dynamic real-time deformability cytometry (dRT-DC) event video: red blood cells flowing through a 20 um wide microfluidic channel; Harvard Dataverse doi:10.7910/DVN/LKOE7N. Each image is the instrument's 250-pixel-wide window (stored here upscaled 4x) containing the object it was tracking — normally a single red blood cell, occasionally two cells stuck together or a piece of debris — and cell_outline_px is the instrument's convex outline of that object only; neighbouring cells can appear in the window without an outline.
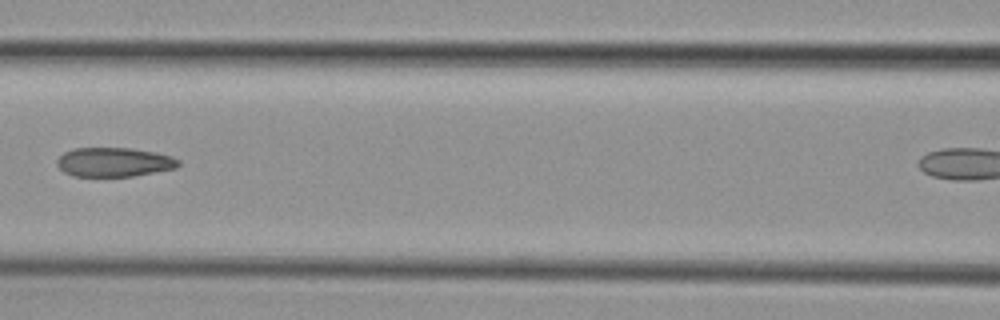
{"species": "common noctule bat (a hibernating species)", "species_latin": "Nyctalus noctula", "temperature_condition": "cold", "stored_images_in_passage": 8, "segment_of_instrument_passage": [1, 2], "camera_frame_rate_fps": 3000, "um_per_image_px": 0.085, "animal": {"sex": "female", "body_mass_g": 29.2, "forearm_length_mm": 56.3}, "frame": {"image": 1, "passage_image": 7, "time_ms": 7.0, "image_size_px": [1000, 320], "cell_outline_px": [[180, 164], [176, 168], [132, 176], [72, 176], [64, 172], [56, 164], [56, 160], [64, 152], [72, 148], [132, 148], [156, 152], [172, 156], [180, 160]], "centroid_in_image_um": [9.69, 13.77], "position_along_channel_um": 156.9, "area_um2": 20.75}}